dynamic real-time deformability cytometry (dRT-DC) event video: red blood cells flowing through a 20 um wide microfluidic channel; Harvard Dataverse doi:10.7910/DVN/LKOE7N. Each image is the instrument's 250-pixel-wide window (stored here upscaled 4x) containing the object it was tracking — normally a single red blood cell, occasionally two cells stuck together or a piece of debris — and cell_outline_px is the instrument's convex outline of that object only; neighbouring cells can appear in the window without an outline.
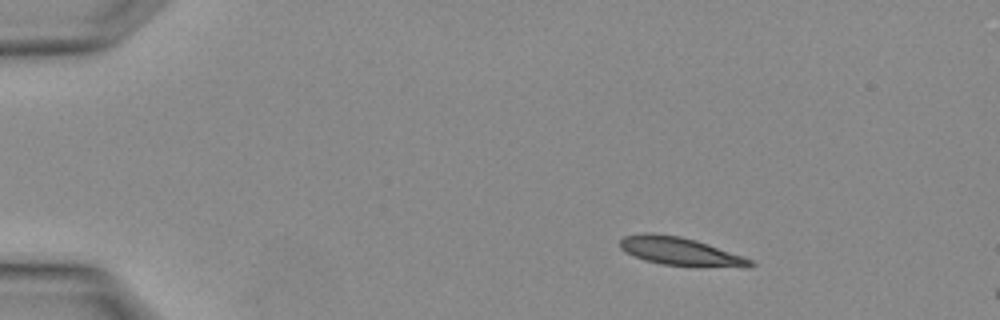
{"species": "Egyptian fruit bat (a non-hibernating species)", "species_latin": "Rousettus aegyptiacus", "temperature_condition": "warm", "stored_images_in_passage": 2, "camera_frame_rate_fps": 3000, "um_per_image_px": 0.085, "animal": {"sex": "female"}, "frame": {"image": 1, "passage_image": 1, "time_ms": 0.0, "image_size_px": [1000, 320], "cell_outline_px": [[756, 264], [748, 268], [744, 268], [660, 264], [644, 260], [632, 256], [624, 252], [620, 248], [620, 240], [624, 236], [644, 232], [652, 232], [680, 236], [696, 240], [744, 256], [752, 260]], "centroid_in_image_um": [57.82, 21.36], "position_along_channel_um": 27.2, "area_um2": 21.68}}